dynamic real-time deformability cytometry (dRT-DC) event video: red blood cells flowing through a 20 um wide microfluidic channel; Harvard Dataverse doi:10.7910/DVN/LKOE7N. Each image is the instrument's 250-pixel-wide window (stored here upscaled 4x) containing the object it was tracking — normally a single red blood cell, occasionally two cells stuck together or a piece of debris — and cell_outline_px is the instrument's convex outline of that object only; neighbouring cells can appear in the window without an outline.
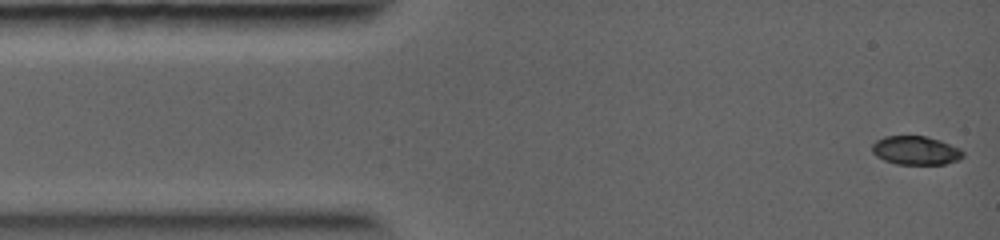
{"species": "common noctule bat (a hibernating species)", "species_latin": "Nyctalus noctula", "temperature_condition": "warm", "stored_images_in_passage": 7, "camera_frame_rate_fps": 5000, "um_per_image_px": 0.085, "animal": {"sex": "female", "body_mass_g": 19.0, "forearm_length_mm": 56.7}, "frame": {"image": 1, "passage_image": 1, "time_ms": 0.0, "image_size_px": [1000, 240], "cell_outline_px": [[964, 156], [960, 160], [944, 164], [896, 164], [884, 160], [876, 156], [872, 152], [872, 144], [876, 140], [884, 136], [924, 136], [940, 140], [960, 148], [964, 152]], "centroid_in_image_um": [77.85, 12.79], "position_along_channel_um": 7.2, "area_um2": 15.32}}
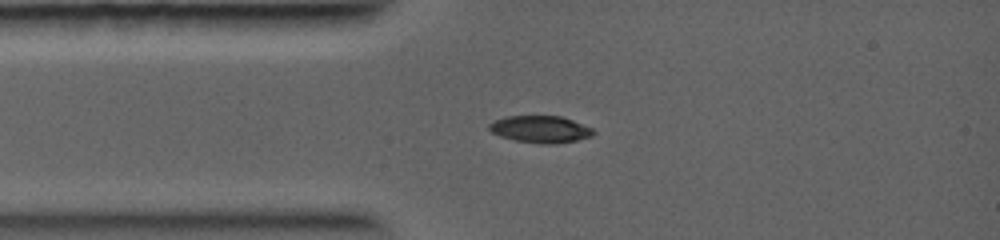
{"frame": {"image": 2, "passage_image": 4, "time_ms": 2.2, "image_size_px": [1000, 240], "cell_outline_px": [[596, 132], [592, 136], [576, 140], [556, 144], [540, 144], [516, 140], [500, 136], [492, 132], [488, 128], [488, 124], [496, 120], [508, 116], [560, 116], [572, 120], [592, 128]], "centroid_in_image_um": [45.95, 10.99], "position_along_channel_um": 39.1, "area_um2": 16.3}}